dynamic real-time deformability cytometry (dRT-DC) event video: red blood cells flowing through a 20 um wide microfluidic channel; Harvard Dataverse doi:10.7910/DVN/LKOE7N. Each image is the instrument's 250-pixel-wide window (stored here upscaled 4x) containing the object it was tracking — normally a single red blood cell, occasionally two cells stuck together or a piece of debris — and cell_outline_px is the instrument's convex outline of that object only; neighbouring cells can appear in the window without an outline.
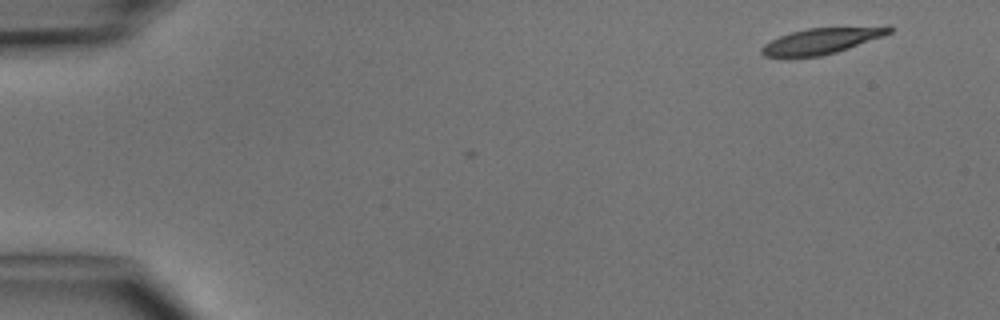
{"species": "common noctule bat (a hibernating species)", "species_latin": "Nyctalus noctula", "temperature_condition": "cold", "stored_images_in_passage": 3, "camera_frame_rate_fps": 3000, "um_per_image_px": 0.085, "animal": {"sex": "male", "body_mass_g": 15.6}, "frame": {"image": 1, "passage_image": 1, "time_ms": 0.0, "image_size_px": [1000, 320], "cell_outline_px": [[892, 32], [884, 36], [836, 52], [820, 56], [788, 60], [784, 60], [764, 56], [760, 52], [760, 48], [764, 44], [780, 36], [792, 32], [808, 28], [888, 24], [892, 28]], "centroid_in_image_um": [69.84, 3.49], "position_along_channel_um": 15.2, "area_um2": 20.4}}